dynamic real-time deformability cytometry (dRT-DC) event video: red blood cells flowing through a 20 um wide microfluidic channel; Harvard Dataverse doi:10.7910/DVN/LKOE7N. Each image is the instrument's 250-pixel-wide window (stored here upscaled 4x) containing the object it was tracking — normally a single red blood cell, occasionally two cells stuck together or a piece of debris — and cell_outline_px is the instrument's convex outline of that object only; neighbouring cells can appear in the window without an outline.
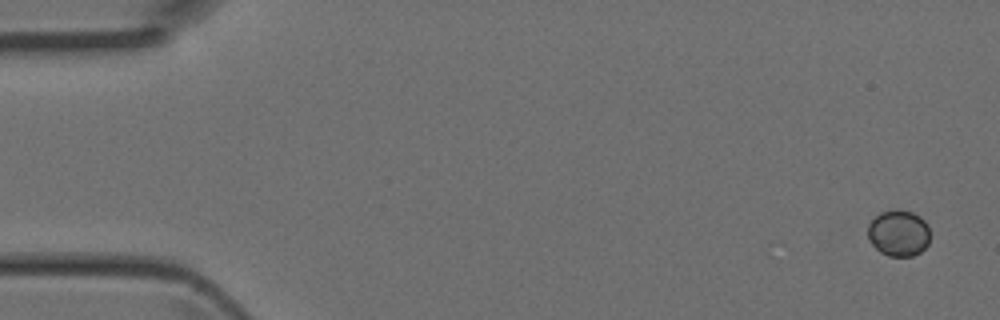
{"species": "Egyptian fruit bat (a non-hibernating species)", "species_latin": "Rousettus aegyptiacus", "temperature_condition": "room temperature", "stored_images_in_passage": 4, "camera_frame_rate_fps": 3000, "um_per_image_px": 0.085, "animal": {"sex": "female"}, "frame": {"image": 1, "passage_image": 1, "time_ms": 0.0, "image_size_px": [1000, 320], "cell_outline_px": [[928, 244], [920, 252], [912, 256], [888, 256], [880, 252], [868, 240], [868, 224], [880, 212], [896, 208], [900, 208], [912, 212], [920, 216], [928, 224]], "centroid_in_image_um": [76.37, 19.79], "position_along_channel_um": 8.6, "area_um2": 16.94}}
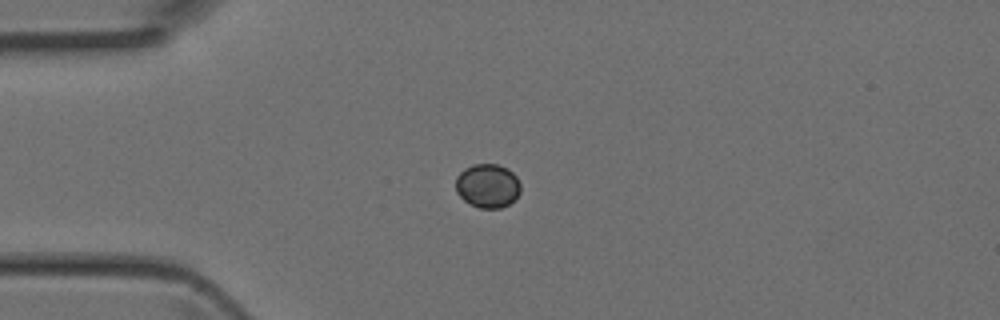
{"frame": {"image": 2, "passage_image": 4, "time_ms": 1.0, "image_size_px": [1000, 320], "cell_outline_px": [[520, 192], [508, 204], [500, 208], [480, 208], [464, 200], [456, 192], [456, 176], [464, 168], [472, 164], [496, 164], [508, 168], [516, 176], [520, 184]], "centroid_in_image_um": [41.43, 15.77], "position_along_channel_um": 43.6, "area_um2": 16.53}}